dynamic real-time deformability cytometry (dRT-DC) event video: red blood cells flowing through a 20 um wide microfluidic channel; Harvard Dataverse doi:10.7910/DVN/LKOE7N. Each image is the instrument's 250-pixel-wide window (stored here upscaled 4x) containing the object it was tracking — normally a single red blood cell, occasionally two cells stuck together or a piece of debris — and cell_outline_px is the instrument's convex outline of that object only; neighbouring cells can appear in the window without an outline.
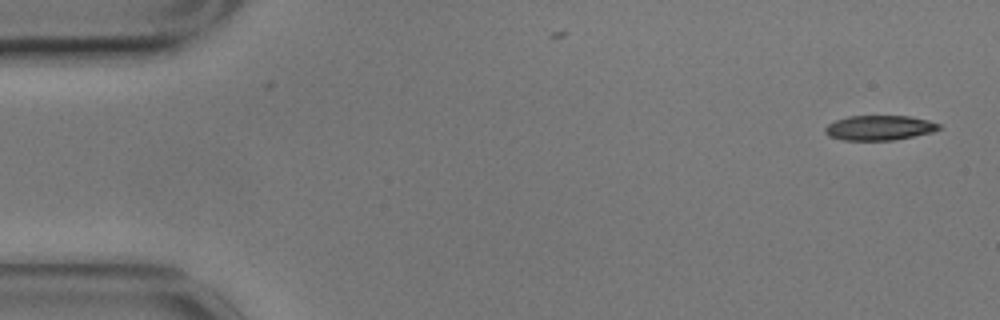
{"species": "common noctule bat (a hibernating species)", "species_latin": "Nyctalus noctula", "temperature_condition": "cold", "stored_images_in_passage": 14, "camera_frame_rate_fps": 3000, "um_per_image_px": 0.085, "animal": {"sex": "male", "body_mass_g": 17.9}, "frame": {"image": 1, "passage_image": 1, "time_ms": 0.0, "image_size_px": [1000, 320], "cell_outline_px": [[940, 128], [932, 132], [892, 140], [844, 140], [828, 136], [824, 132], [824, 128], [828, 124], [836, 120], [848, 116], [908, 116], [928, 120], [940, 124]], "centroid_in_image_um": [74.71, 10.86], "position_along_channel_um": 10.3, "area_um2": 16.36}}
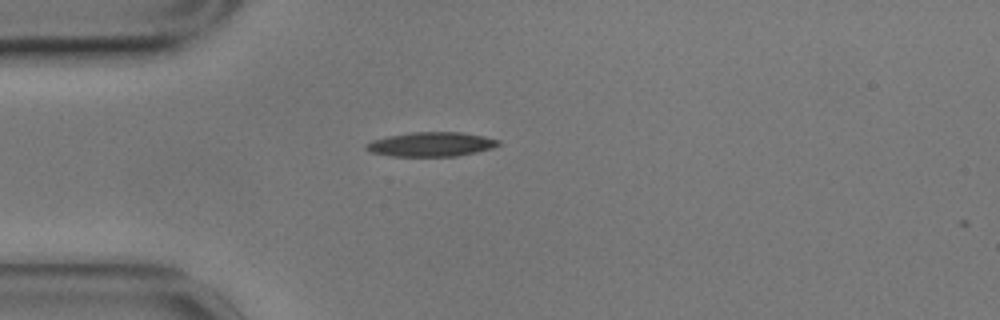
{"frame": {"image": 2, "passage_image": 13, "time_ms": 4.0, "image_size_px": [1000, 320], "cell_outline_px": [[500, 144], [492, 148], [476, 152], [456, 156], [392, 156], [368, 152], [364, 148], [364, 144], [372, 140], [388, 136], [412, 132], [460, 132], [484, 136], [500, 140]], "centroid_in_image_um": [36.61, 12.26], "position_along_channel_um": 48.4, "area_um2": 18.84}}